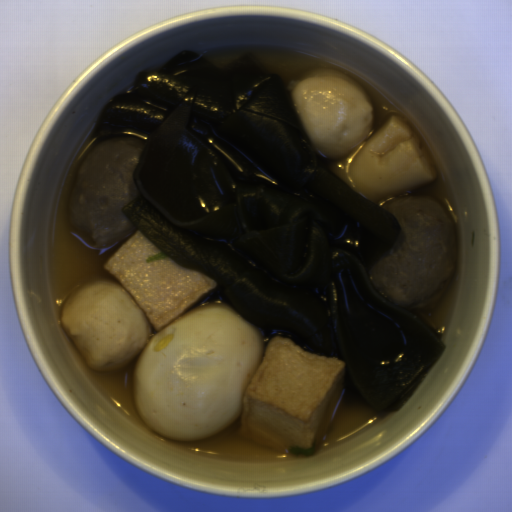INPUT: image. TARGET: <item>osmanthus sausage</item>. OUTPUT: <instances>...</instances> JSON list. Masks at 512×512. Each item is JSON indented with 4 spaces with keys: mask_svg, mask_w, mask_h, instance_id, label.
<instances>
[{
    "mask_svg": "<svg viewBox=\"0 0 512 512\" xmlns=\"http://www.w3.org/2000/svg\"><path fill=\"white\" fill-rule=\"evenodd\" d=\"M325 170L375 203L436 181L432 154L397 114Z\"/></svg>",
    "mask_w": 512,
    "mask_h": 512,
    "instance_id": "osmanthus-sausage-1",
    "label": "osmanthus sausage"
}]
</instances>
